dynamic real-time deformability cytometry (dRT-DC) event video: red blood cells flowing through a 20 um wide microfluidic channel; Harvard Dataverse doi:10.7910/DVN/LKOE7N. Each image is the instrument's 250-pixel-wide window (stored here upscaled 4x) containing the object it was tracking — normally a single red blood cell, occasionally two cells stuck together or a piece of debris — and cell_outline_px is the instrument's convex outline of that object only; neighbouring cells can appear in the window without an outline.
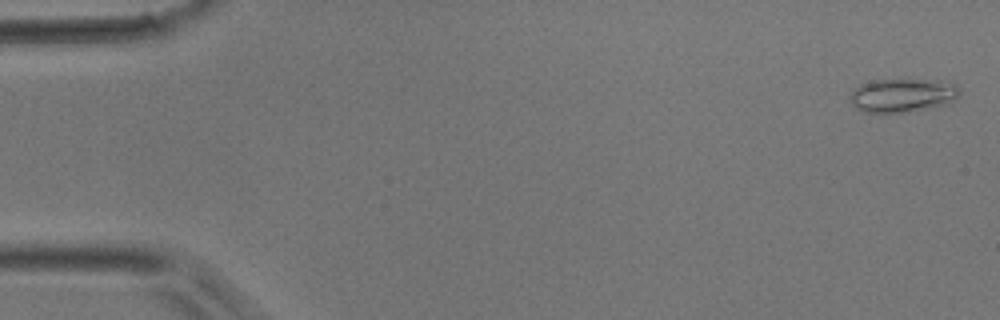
{"species": "common noctule bat (a hibernating species)", "species_latin": "Nyctalus noctula", "temperature_condition": "room temperature", "stored_images_in_passage": 12, "camera_frame_rate_fps": 3000, "um_per_image_px": 0.085, "animal": {"sex": "male", "body_mass_g": 17.9}, "frame": {"image": 1, "passage_image": 1, "time_ms": 0.0, "image_size_px": [1000, 320], "cell_outline_px": [[960, 96], [956, 100], [944, 104], [904, 112], [864, 112], [856, 108], [852, 104], [852, 92], [860, 84], [872, 80], [940, 80], [956, 84], [960, 88]], "centroid_in_image_um": [76.76, 8.08], "position_along_channel_um": 8.2, "area_um2": 21.21}}